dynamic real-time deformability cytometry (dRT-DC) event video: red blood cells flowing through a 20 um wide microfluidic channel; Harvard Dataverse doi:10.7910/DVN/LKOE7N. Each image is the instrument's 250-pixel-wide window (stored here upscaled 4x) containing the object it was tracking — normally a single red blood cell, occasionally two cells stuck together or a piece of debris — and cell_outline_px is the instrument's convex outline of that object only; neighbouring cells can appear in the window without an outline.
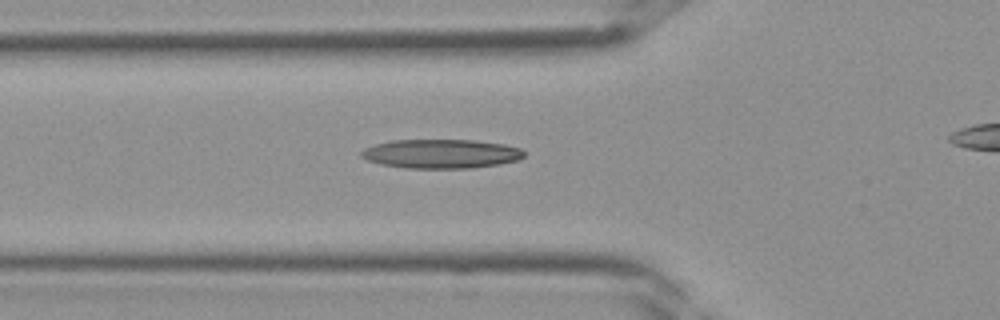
{"species": "Egyptian fruit bat (a non-hibernating species)", "species_latin": "Rousettus aegyptiacus", "temperature_condition": "room temperature", "stored_images_in_passage": 34, "camera_frame_rate_fps": 3000, "um_per_image_px": 0.085, "frame": {"image": 1, "passage_image": 14, "time_ms": 4.333, "image_size_px": [1000, 320], "cell_outline_px": [[524, 156], [520, 160], [500, 164], [472, 168], [408, 168], [380, 164], [368, 160], [360, 156], [360, 152], [364, 148], [376, 144], [392, 140], [476, 140], [504, 144], [520, 148], [524, 152]], "centroid_in_image_um": [37.51, 13.07], "position_along_channel_um": 88.3, "area_um2": 27.69}}
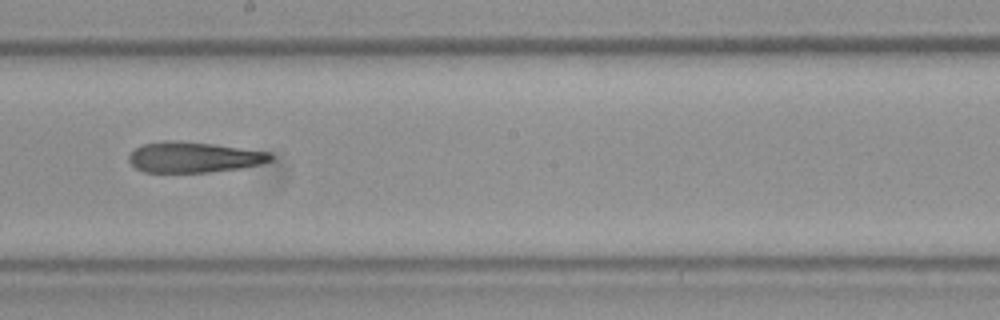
{"frame": {"image": 2, "passage_image": 22, "time_ms": 7.0, "image_size_px": [1000, 320], "cell_outline_px": [[272, 160], [260, 164], [240, 168], [208, 172], [144, 172], [136, 168], [128, 160], [128, 156], [136, 148], [144, 144], [164, 140], [180, 140], [216, 144], [272, 152]], "centroid_in_image_um": [16.49, 13.35], "position_along_channel_um": 231.7, "area_um2": 25.43}}
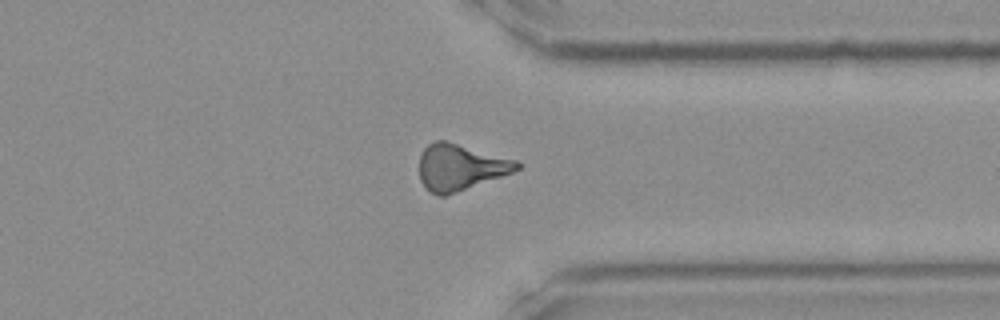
{"frame": {"image": 3, "passage_image": 30, "time_ms": 9.667, "image_size_px": [1000, 320], "cell_outline_px": [[520, 168], [512, 172], [448, 196], [440, 196], [428, 192], [420, 180], [420, 156], [424, 148], [428, 144], [436, 140], [444, 140], [516, 160], [520, 164]], "centroid_in_image_um": [39.09, 14.23], "position_along_channel_um": 372.3, "area_um2": 26.18}}